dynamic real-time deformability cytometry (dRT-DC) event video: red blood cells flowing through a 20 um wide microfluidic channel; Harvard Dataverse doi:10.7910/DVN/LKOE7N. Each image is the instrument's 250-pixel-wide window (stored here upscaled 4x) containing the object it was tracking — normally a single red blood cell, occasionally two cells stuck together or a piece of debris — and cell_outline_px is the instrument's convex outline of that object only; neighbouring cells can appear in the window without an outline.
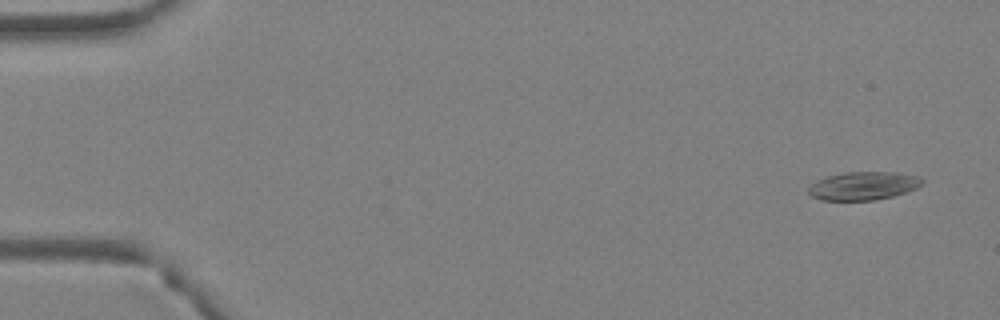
{"species": "Egyptian fruit bat (a non-hibernating species)", "species_latin": "Rousettus aegyptiacus", "temperature_condition": "warm", "stored_images_in_passage": 5, "camera_frame_rate_fps": 3000, "um_per_image_px": 0.085, "animal": {"sex": "female"}, "frame": {"image": 1, "passage_image": 1, "time_ms": 0.0, "image_size_px": [1000, 320], "cell_outline_px": [[924, 184], [916, 188], [892, 196], [876, 200], [820, 200], [812, 196], [808, 192], [808, 188], [816, 180], [828, 176], [844, 172], [896, 172], [920, 176], [924, 180]], "centroid_in_image_um": [73.4, 15.79], "position_along_channel_um": 11.6, "area_um2": 18.79}}